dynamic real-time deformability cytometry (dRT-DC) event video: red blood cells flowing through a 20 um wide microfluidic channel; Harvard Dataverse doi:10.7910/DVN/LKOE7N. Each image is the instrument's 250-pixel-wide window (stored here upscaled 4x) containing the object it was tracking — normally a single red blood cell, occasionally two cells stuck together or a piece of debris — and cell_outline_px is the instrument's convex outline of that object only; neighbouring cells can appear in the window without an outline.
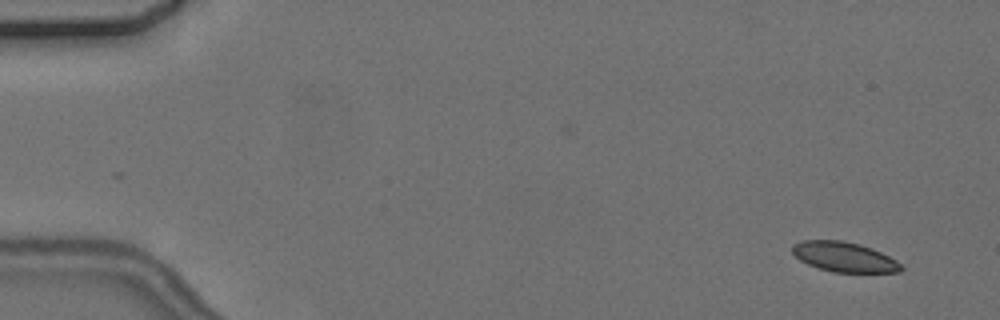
{"species": "common noctule bat (a hibernating species)", "species_latin": "Nyctalus noctula", "temperature_condition": "cold", "stored_images_in_passage": 4, "camera_frame_rate_fps": 3000, "um_per_image_px": 0.085, "animal": {"sex": "female", "body_mass_g": 24.6, "forearm_length_mm": 56.2}, "frame": {"image": 1, "passage_image": 2, "time_ms": 1.0, "image_size_px": [1000, 320], "cell_outline_px": [[904, 268], [900, 272], [832, 272], [816, 268], [800, 260], [792, 252], [792, 244], [800, 240], [844, 240], [860, 244], [872, 248], [896, 260]], "centroid_in_image_um": [71.73, 21.83], "position_along_channel_um": 13.3, "area_um2": 19.07}}